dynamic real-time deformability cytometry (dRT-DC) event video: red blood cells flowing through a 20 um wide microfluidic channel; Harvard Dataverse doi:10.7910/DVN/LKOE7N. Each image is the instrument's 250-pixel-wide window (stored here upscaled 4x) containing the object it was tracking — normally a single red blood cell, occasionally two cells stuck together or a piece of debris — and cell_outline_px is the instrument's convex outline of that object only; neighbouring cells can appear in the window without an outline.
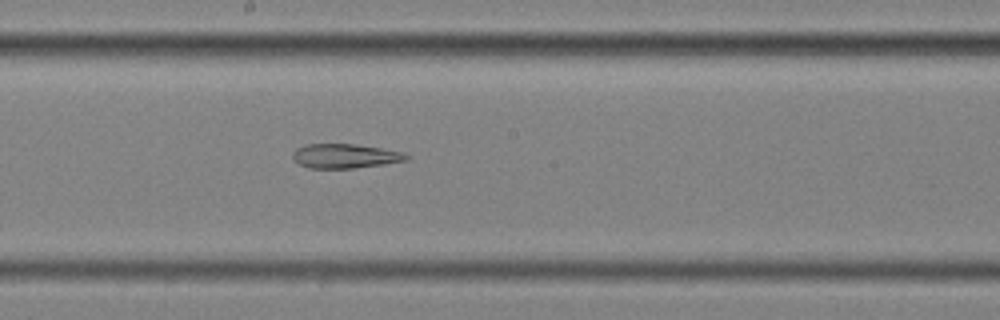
{"species": "common noctule bat (a hibernating species)", "species_latin": "Nyctalus noctula", "temperature_condition": "cold", "stored_images_in_passage": 58, "segment_of_instrument_passage": [2, 2], "camera_frame_rate_fps": 3000, "um_per_image_px": 0.085, "animal": {"sex": "female", "body_mass_g": 25.1}, "frame": {"image": 1, "passage_image": 32, "time_ms": 10.333, "image_size_px": [1000, 320], "cell_outline_px": [[412, 156], [408, 160], [384, 164], [356, 168], [308, 168], [300, 164], [292, 156], [292, 152], [296, 148], [304, 144], [352, 144], [380, 148], [404, 152]], "centroid_in_image_um": [29.35, 13.26], "position_along_channel_um": 218.8, "area_um2": 16.18}}
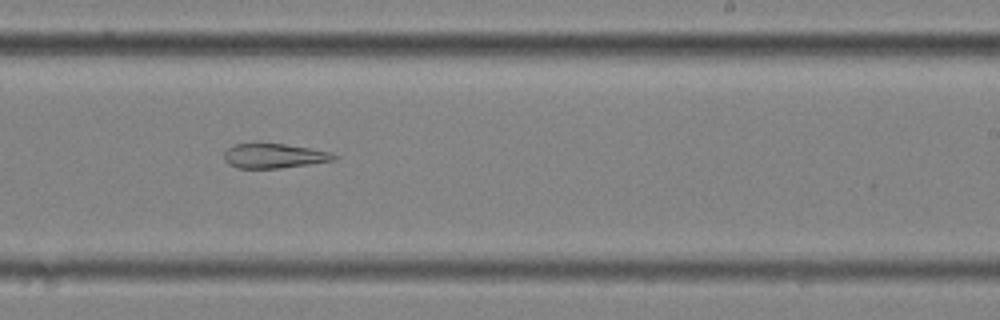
{"frame": {"image": 2, "passage_image": 36, "time_ms": 11.667, "image_size_px": [1000, 320], "cell_outline_px": [[340, 156], [336, 160], [280, 168], [236, 168], [228, 164], [224, 160], [224, 152], [228, 148], [236, 144], [284, 144], [308, 148], [328, 152]], "centroid_in_image_um": [23.28, 13.26], "position_along_channel_um": 265.7, "area_um2": 15.55}}
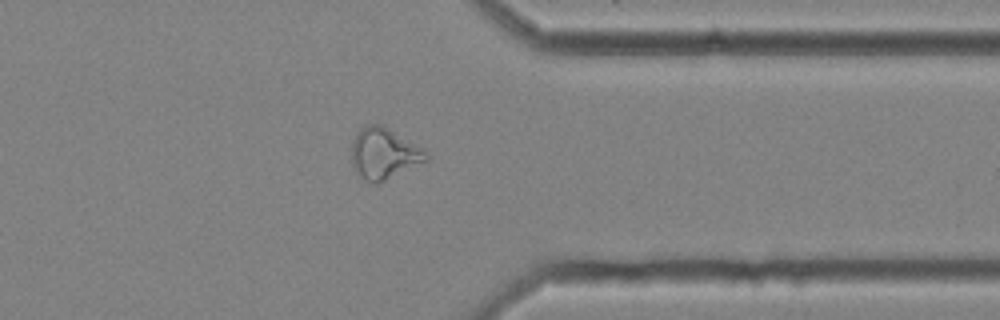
{"frame": {"image": 3, "passage_image": 46, "time_ms": 15.0, "image_size_px": [1000, 320], "cell_outline_px": [[428, 160], [376, 184], [364, 180], [356, 172], [352, 164], [352, 140], [356, 132], [360, 128], [368, 124], [380, 124], [388, 128], [424, 148], [428, 156]], "centroid_in_image_um": [32.61, 13.04], "position_along_channel_um": 378.8, "area_um2": 22.14}}